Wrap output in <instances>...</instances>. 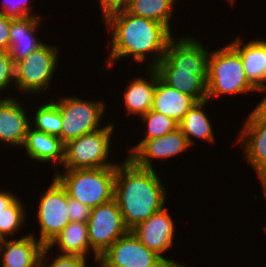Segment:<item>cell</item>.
<instances>
[{
    "instance_id": "cell-1",
    "label": "cell",
    "mask_w": 266,
    "mask_h": 267,
    "mask_svg": "<svg viewBox=\"0 0 266 267\" xmlns=\"http://www.w3.org/2000/svg\"><path fill=\"white\" fill-rule=\"evenodd\" d=\"M107 33L111 32V52L105 66L111 67L115 60L132 57L136 63H145L148 55V68H155L164 57L172 32L163 24L148 18L134 16L126 10L115 12L105 20Z\"/></svg>"
},
{
    "instance_id": "cell-2",
    "label": "cell",
    "mask_w": 266,
    "mask_h": 267,
    "mask_svg": "<svg viewBox=\"0 0 266 267\" xmlns=\"http://www.w3.org/2000/svg\"><path fill=\"white\" fill-rule=\"evenodd\" d=\"M167 195L154 169L138 167L128 157L117 164L114 199L129 230L166 206Z\"/></svg>"
},
{
    "instance_id": "cell-3",
    "label": "cell",
    "mask_w": 266,
    "mask_h": 267,
    "mask_svg": "<svg viewBox=\"0 0 266 267\" xmlns=\"http://www.w3.org/2000/svg\"><path fill=\"white\" fill-rule=\"evenodd\" d=\"M173 37L164 57L154 68L168 86L192 97L196 102L207 100V68L209 52L195 37ZM207 49V50H206Z\"/></svg>"
},
{
    "instance_id": "cell-4",
    "label": "cell",
    "mask_w": 266,
    "mask_h": 267,
    "mask_svg": "<svg viewBox=\"0 0 266 267\" xmlns=\"http://www.w3.org/2000/svg\"><path fill=\"white\" fill-rule=\"evenodd\" d=\"M53 174L66 189L68 196L89 208L114 199L116 167L65 169Z\"/></svg>"
},
{
    "instance_id": "cell-5",
    "label": "cell",
    "mask_w": 266,
    "mask_h": 267,
    "mask_svg": "<svg viewBox=\"0 0 266 267\" xmlns=\"http://www.w3.org/2000/svg\"><path fill=\"white\" fill-rule=\"evenodd\" d=\"M206 88L209 101L224 94L252 93L256 87L248 80L240 55L228 44L209 52Z\"/></svg>"
},
{
    "instance_id": "cell-6",
    "label": "cell",
    "mask_w": 266,
    "mask_h": 267,
    "mask_svg": "<svg viewBox=\"0 0 266 267\" xmlns=\"http://www.w3.org/2000/svg\"><path fill=\"white\" fill-rule=\"evenodd\" d=\"M115 126L109 123L95 132L84 134L65 144L64 169H87L117 167L118 162H110L113 133ZM111 144V145H110Z\"/></svg>"
},
{
    "instance_id": "cell-7",
    "label": "cell",
    "mask_w": 266,
    "mask_h": 267,
    "mask_svg": "<svg viewBox=\"0 0 266 267\" xmlns=\"http://www.w3.org/2000/svg\"><path fill=\"white\" fill-rule=\"evenodd\" d=\"M59 49L44 43L15 63V87L20 93L37 95L48 89L59 63Z\"/></svg>"
},
{
    "instance_id": "cell-8",
    "label": "cell",
    "mask_w": 266,
    "mask_h": 267,
    "mask_svg": "<svg viewBox=\"0 0 266 267\" xmlns=\"http://www.w3.org/2000/svg\"><path fill=\"white\" fill-rule=\"evenodd\" d=\"M97 101L66 96L52 101L60 110L62 130L59 138L64 144L102 128L100 123L106 107L103 101Z\"/></svg>"
},
{
    "instance_id": "cell-9",
    "label": "cell",
    "mask_w": 266,
    "mask_h": 267,
    "mask_svg": "<svg viewBox=\"0 0 266 267\" xmlns=\"http://www.w3.org/2000/svg\"><path fill=\"white\" fill-rule=\"evenodd\" d=\"M50 186L40 192L37 221L40 225L37 240L48 246L70 222L67 208V191L54 177Z\"/></svg>"
},
{
    "instance_id": "cell-10",
    "label": "cell",
    "mask_w": 266,
    "mask_h": 267,
    "mask_svg": "<svg viewBox=\"0 0 266 267\" xmlns=\"http://www.w3.org/2000/svg\"><path fill=\"white\" fill-rule=\"evenodd\" d=\"M87 229L90 247L98 256L130 231L115 199L91 209Z\"/></svg>"
},
{
    "instance_id": "cell-11",
    "label": "cell",
    "mask_w": 266,
    "mask_h": 267,
    "mask_svg": "<svg viewBox=\"0 0 266 267\" xmlns=\"http://www.w3.org/2000/svg\"><path fill=\"white\" fill-rule=\"evenodd\" d=\"M161 260L129 231L99 256L98 262L103 267H155Z\"/></svg>"
},
{
    "instance_id": "cell-12",
    "label": "cell",
    "mask_w": 266,
    "mask_h": 267,
    "mask_svg": "<svg viewBox=\"0 0 266 267\" xmlns=\"http://www.w3.org/2000/svg\"><path fill=\"white\" fill-rule=\"evenodd\" d=\"M191 145L183 132L175 131L159 138L140 140L128 150V157L136 166L154 169L152 159H170L188 150Z\"/></svg>"
},
{
    "instance_id": "cell-13",
    "label": "cell",
    "mask_w": 266,
    "mask_h": 267,
    "mask_svg": "<svg viewBox=\"0 0 266 267\" xmlns=\"http://www.w3.org/2000/svg\"><path fill=\"white\" fill-rule=\"evenodd\" d=\"M167 209L164 206L160 211L155 212L147 220L130 230L142 244L162 259H166L164 253L175 243V223Z\"/></svg>"
},
{
    "instance_id": "cell-14",
    "label": "cell",
    "mask_w": 266,
    "mask_h": 267,
    "mask_svg": "<svg viewBox=\"0 0 266 267\" xmlns=\"http://www.w3.org/2000/svg\"><path fill=\"white\" fill-rule=\"evenodd\" d=\"M18 98L0 97V144L23 147L31 124Z\"/></svg>"
},
{
    "instance_id": "cell-15",
    "label": "cell",
    "mask_w": 266,
    "mask_h": 267,
    "mask_svg": "<svg viewBox=\"0 0 266 267\" xmlns=\"http://www.w3.org/2000/svg\"><path fill=\"white\" fill-rule=\"evenodd\" d=\"M0 240V267H40L44 246L34 234Z\"/></svg>"
},
{
    "instance_id": "cell-16",
    "label": "cell",
    "mask_w": 266,
    "mask_h": 267,
    "mask_svg": "<svg viewBox=\"0 0 266 267\" xmlns=\"http://www.w3.org/2000/svg\"><path fill=\"white\" fill-rule=\"evenodd\" d=\"M42 17L11 18L9 29V55L14 63L27 57L45 42L37 38V28L40 27ZM36 35V36H35Z\"/></svg>"
},
{
    "instance_id": "cell-17",
    "label": "cell",
    "mask_w": 266,
    "mask_h": 267,
    "mask_svg": "<svg viewBox=\"0 0 266 267\" xmlns=\"http://www.w3.org/2000/svg\"><path fill=\"white\" fill-rule=\"evenodd\" d=\"M238 37L228 43L241 57L248 80L255 86L266 84V40L253 39L242 45Z\"/></svg>"
},
{
    "instance_id": "cell-18",
    "label": "cell",
    "mask_w": 266,
    "mask_h": 267,
    "mask_svg": "<svg viewBox=\"0 0 266 267\" xmlns=\"http://www.w3.org/2000/svg\"><path fill=\"white\" fill-rule=\"evenodd\" d=\"M22 148L30 159L41 163H51L53 166L63 163L65 144L54 135L35 130L32 124L28 129L26 140Z\"/></svg>"
},
{
    "instance_id": "cell-19",
    "label": "cell",
    "mask_w": 266,
    "mask_h": 267,
    "mask_svg": "<svg viewBox=\"0 0 266 267\" xmlns=\"http://www.w3.org/2000/svg\"><path fill=\"white\" fill-rule=\"evenodd\" d=\"M237 142L252 169L266 164V120L246 118Z\"/></svg>"
},
{
    "instance_id": "cell-20",
    "label": "cell",
    "mask_w": 266,
    "mask_h": 267,
    "mask_svg": "<svg viewBox=\"0 0 266 267\" xmlns=\"http://www.w3.org/2000/svg\"><path fill=\"white\" fill-rule=\"evenodd\" d=\"M147 78H133L123 93L124 107L129 115L141 117L152 109L153 96L157 82V71L149 68Z\"/></svg>"
},
{
    "instance_id": "cell-21",
    "label": "cell",
    "mask_w": 266,
    "mask_h": 267,
    "mask_svg": "<svg viewBox=\"0 0 266 267\" xmlns=\"http://www.w3.org/2000/svg\"><path fill=\"white\" fill-rule=\"evenodd\" d=\"M196 101L164 83L157 73L152 110L169 116L178 124Z\"/></svg>"
},
{
    "instance_id": "cell-22",
    "label": "cell",
    "mask_w": 266,
    "mask_h": 267,
    "mask_svg": "<svg viewBox=\"0 0 266 267\" xmlns=\"http://www.w3.org/2000/svg\"><path fill=\"white\" fill-rule=\"evenodd\" d=\"M56 246L63 255H79L87 258L88 252H93L95 262L99 260V256L90 247L87 223L70 221L47 247L52 249Z\"/></svg>"
},
{
    "instance_id": "cell-23",
    "label": "cell",
    "mask_w": 266,
    "mask_h": 267,
    "mask_svg": "<svg viewBox=\"0 0 266 267\" xmlns=\"http://www.w3.org/2000/svg\"><path fill=\"white\" fill-rule=\"evenodd\" d=\"M208 102V100L196 102L183 116V119L178 124V128L187 137V140L191 146L194 144V138L210 143L215 140L212 123L203 110L205 109V105L207 107Z\"/></svg>"
},
{
    "instance_id": "cell-24",
    "label": "cell",
    "mask_w": 266,
    "mask_h": 267,
    "mask_svg": "<svg viewBox=\"0 0 266 267\" xmlns=\"http://www.w3.org/2000/svg\"><path fill=\"white\" fill-rule=\"evenodd\" d=\"M177 0H129L126 11L134 16L155 20L171 32L170 22Z\"/></svg>"
},
{
    "instance_id": "cell-25",
    "label": "cell",
    "mask_w": 266,
    "mask_h": 267,
    "mask_svg": "<svg viewBox=\"0 0 266 267\" xmlns=\"http://www.w3.org/2000/svg\"><path fill=\"white\" fill-rule=\"evenodd\" d=\"M34 129L59 137L62 130V119L59 108L50 100L41 104L34 113Z\"/></svg>"
},
{
    "instance_id": "cell-26",
    "label": "cell",
    "mask_w": 266,
    "mask_h": 267,
    "mask_svg": "<svg viewBox=\"0 0 266 267\" xmlns=\"http://www.w3.org/2000/svg\"><path fill=\"white\" fill-rule=\"evenodd\" d=\"M19 199L17 197L4 211L0 212V240L15 236L19 229L21 231L27 213L25 205Z\"/></svg>"
},
{
    "instance_id": "cell-27",
    "label": "cell",
    "mask_w": 266,
    "mask_h": 267,
    "mask_svg": "<svg viewBox=\"0 0 266 267\" xmlns=\"http://www.w3.org/2000/svg\"><path fill=\"white\" fill-rule=\"evenodd\" d=\"M140 119L144 126L146 125L144 132L146 135L142 140L159 138L178 128V123L175 120L152 109L141 116Z\"/></svg>"
},
{
    "instance_id": "cell-28",
    "label": "cell",
    "mask_w": 266,
    "mask_h": 267,
    "mask_svg": "<svg viewBox=\"0 0 266 267\" xmlns=\"http://www.w3.org/2000/svg\"><path fill=\"white\" fill-rule=\"evenodd\" d=\"M49 252H51V249L44 246L40 256V267H87L88 258L79 255L56 254L53 262L48 264L47 260L49 258L47 253Z\"/></svg>"
},
{
    "instance_id": "cell-29",
    "label": "cell",
    "mask_w": 266,
    "mask_h": 267,
    "mask_svg": "<svg viewBox=\"0 0 266 267\" xmlns=\"http://www.w3.org/2000/svg\"><path fill=\"white\" fill-rule=\"evenodd\" d=\"M29 0H3L0 6V13L10 18H24V17H40L37 13H30Z\"/></svg>"
},
{
    "instance_id": "cell-30",
    "label": "cell",
    "mask_w": 266,
    "mask_h": 267,
    "mask_svg": "<svg viewBox=\"0 0 266 267\" xmlns=\"http://www.w3.org/2000/svg\"><path fill=\"white\" fill-rule=\"evenodd\" d=\"M10 84L15 85V63L8 51H0V92L10 88Z\"/></svg>"
},
{
    "instance_id": "cell-31",
    "label": "cell",
    "mask_w": 266,
    "mask_h": 267,
    "mask_svg": "<svg viewBox=\"0 0 266 267\" xmlns=\"http://www.w3.org/2000/svg\"><path fill=\"white\" fill-rule=\"evenodd\" d=\"M67 208L70 221L82 222V223L88 222L91 208L82 204L77 199L69 197L68 193H67Z\"/></svg>"
},
{
    "instance_id": "cell-32",
    "label": "cell",
    "mask_w": 266,
    "mask_h": 267,
    "mask_svg": "<svg viewBox=\"0 0 266 267\" xmlns=\"http://www.w3.org/2000/svg\"><path fill=\"white\" fill-rule=\"evenodd\" d=\"M129 0H99L101 6L102 19L105 20L109 15L124 11L127 8Z\"/></svg>"
},
{
    "instance_id": "cell-33",
    "label": "cell",
    "mask_w": 266,
    "mask_h": 267,
    "mask_svg": "<svg viewBox=\"0 0 266 267\" xmlns=\"http://www.w3.org/2000/svg\"><path fill=\"white\" fill-rule=\"evenodd\" d=\"M11 18L0 13V51H8L10 44V29Z\"/></svg>"
},
{
    "instance_id": "cell-34",
    "label": "cell",
    "mask_w": 266,
    "mask_h": 267,
    "mask_svg": "<svg viewBox=\"0 0 266 267\" xmlns=\"http://www.w3.org/2000/svg\"><path fill=\"white\" fill-rule=\"evenodd\" d=\"M259 91L266 93V84L257 86L254 90V92ZM247 118L266 120V95L261 99L260 103L256 105L254 110L250 112Z\"/></svg>"
},
{
    "instance_id": "cell-35",
    "label": "cell",
    "mask_w": 266,
    "mask_h": 267,
    "mask_svg": "<svg viewBox=\"0 0 266 267\" xmlns=\"http://www.w3.org/2000/svg\"><path fill=\"white\" fill-rule=\"evenodd\" d=\"M18 196L12 194L10 191L0 190V212L4 211Z\"/></svg>"
},
{
    "instance_id": "cell-36",
    "label": "cell",
    "mask_w": 266,
    "mask_h": 267,
    "mask_svg": "<svg viewBox=\"0 0 266 267\" xmlns=\"http://www.w3.org/2000/svg\"><path fill=\"white\" fill-rule=\"evenodd\" d=\"M255 173L257 174V177L260 184L262 185L263 194L264 197H266V164L259 166L258 168L254 169Z\"/></svg>"
},
{
    "instance_id": "cell-37",
    "label": "cell",
    "mask_w": 266,
    "mask_h": 267,
    "mask_svg": "<svg viewBox=\"0 0 266 267\" xmlns=\"http://www.w3.org/2000/svg\"><path fill=\"white\" fill-rule=\"evenodd\" d=\"M155 267H188L184 263H180L176 260H170L168 258L162 259Z\"/></svg>"
},
{
    "instance_id": "cell-38",
    "label": "cell",
    "mask_w": 266,
    "mask_h": 267,
    "mask_svg": "<svg viewBox=\"0 0 266 267\" xmlns=\"http://www.w3.org/2000/svg\"><path fill=\"white\" fill-rule=\"evenodd\" d=\"M229 3H231L230 5H234V3L236 2V0H227Z\"/></svg>"
},
{
    "instance_id": "cell-39",
    "label": "cell",
    "mask_w": 266,
    "mask_h": 267,
    "mask_svg": "<svg viewBox=\"0 0 266 267\" xmlns=\"http://www.w3.org/2000/svg\"><path fill=\"white\" fill-rule=\"evenodd\" d=\"M97 264H98V265H97L98 267H103L99 262H97Z\"/></svg>"
}]
</instances>
